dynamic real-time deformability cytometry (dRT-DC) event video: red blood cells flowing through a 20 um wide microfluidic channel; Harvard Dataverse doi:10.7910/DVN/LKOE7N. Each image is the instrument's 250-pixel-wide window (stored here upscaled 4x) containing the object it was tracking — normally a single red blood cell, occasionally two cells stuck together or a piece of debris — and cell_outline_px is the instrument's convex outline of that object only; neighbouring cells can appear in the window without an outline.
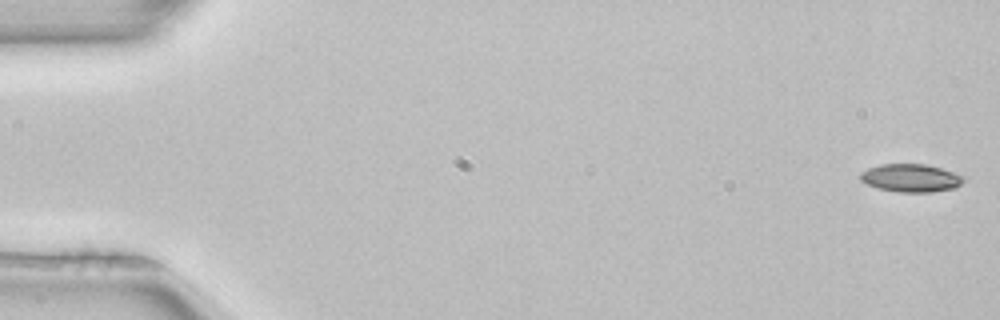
{"species": "common noctule bat (a hibernating species)", "species_latin": "Nyctalus noctula", "temperature_condition": "room temperature", "stored_images_in_passage": 52, "camera_frame_rate_fps": 3000, "um_per_image_px": 0.085, "animal": {"sex": "female", "body_mass_g": 22.7, "forearm_length_mm": 54.2}, "frame": {"image": 1, "passage_image": 1, "time_ms": 0.0, "image_size_px": [1000, 320], "cell_outline_px": [[968, 176], [956, 188], [932, 192], [896, 192], [876, 188], [860, 180], [860, 172], [868, 168], [880, 164], [924, 164], [940, 168]], "centroid_in_image_um": [77.44, 15.13], "position_along_channel_um": 7.6, "area_um2": 17.05}}
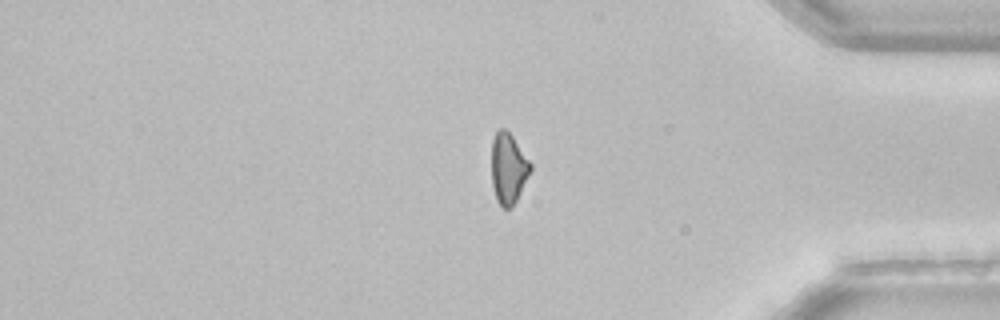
{"frame": {"image": 2, "passage_image": 43, "time_ms": 14.0, "image_size_px": [1000, 320], "cell_outline_px": [[532, 168], [512, 208], [504, 208], [496, 200], [492, 184], [492, 140], [496, 132], [500, 128], [504, 128], [512, 136], [532, 164]], "centroid_in_image_um": [43.2, 14.31], "position_along_channel_um": 392.0, "area_um2": 15.84}}
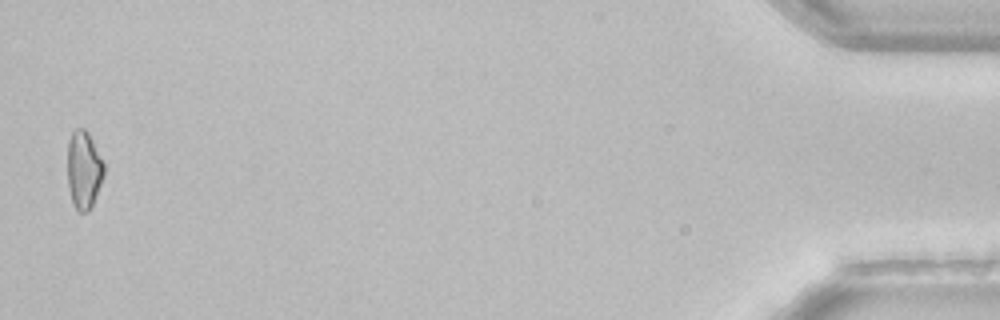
{"frame": {"image": 3, "passage_image": 51, "time_ms": 16.667, "image_size_px": [1000, 320], "cell_outline_px": [[104, 176], [92, 204], [88, 212], [80, 212], [72, 204], [68, 188], [68, 140], [72, 132], [76, 128], [84, 128], [88, 132], [104, 164]], "centroid_in_image_um": [7.11, 14.44], "position_along_channel_um": 428.1, "area_um2": 16.47}, "authors_computed_cell_mechanics": {"area_um2": 17.051, "velocity_mm_per_s": 3.997, "shape_relaxation_time_tau1_ms": 8.354, "shape_relaxation_time_tau2_ms": null, "deformation_change_tau1": 0.1804, "deformation_change_tau2": null}}